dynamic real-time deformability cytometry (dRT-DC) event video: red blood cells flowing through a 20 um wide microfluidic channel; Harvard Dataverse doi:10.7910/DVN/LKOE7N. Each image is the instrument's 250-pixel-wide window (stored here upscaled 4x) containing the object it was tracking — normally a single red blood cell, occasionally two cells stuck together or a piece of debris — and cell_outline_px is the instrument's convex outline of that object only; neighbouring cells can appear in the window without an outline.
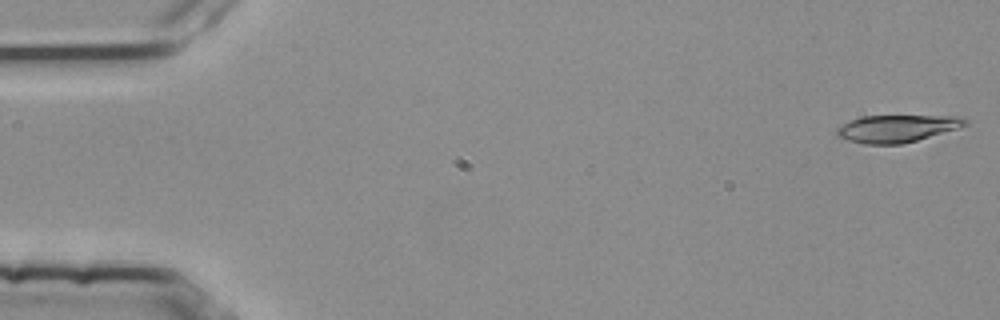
{"species": "common noctule bat (a hibernating species)", "species_latin": "Nyctalus noctula", "temperature_condition": "room temperature", "stored_images_in_passage": 10, "camera_frame_rate_fps": 3000, "um_per_image_px": 0.085, "animal": {"sex": "female", "body_mass_g": 25.1}, "frame": {"image": 1, "passage_image": 1, "time_ms": 0.0, "image_size_px": [1000, 320], "cell_outline_px": [[968, 124], [956, 128], [916, 140], [900, 144], [864, 144], [836, 136], [836, 128], [852, 120], [864, 116], [952, 116], [968, 120]], "centroid_in_image_um": [76.19, 10.92], "position_along_channel_um": 8.8, "area_um2": 19.88}}